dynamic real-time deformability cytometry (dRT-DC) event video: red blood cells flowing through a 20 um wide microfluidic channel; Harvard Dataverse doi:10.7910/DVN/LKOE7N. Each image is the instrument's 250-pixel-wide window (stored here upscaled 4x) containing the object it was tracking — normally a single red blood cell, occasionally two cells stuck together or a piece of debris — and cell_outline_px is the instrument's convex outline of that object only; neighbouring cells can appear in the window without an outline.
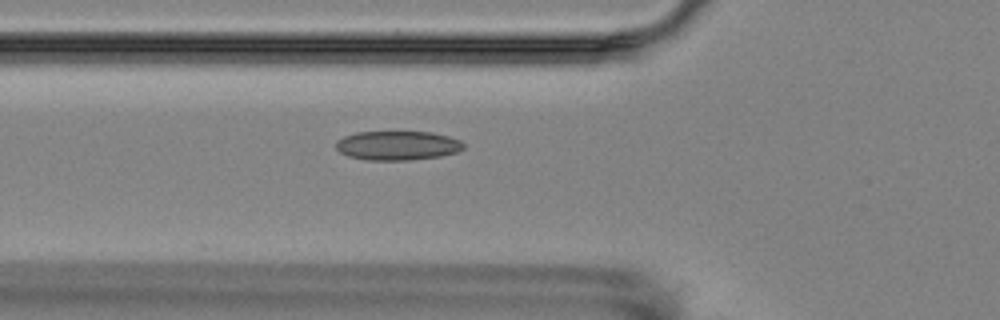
{"species": "Egyptian fruit bat (a non-hibernating species)", "species_latin": "Rousettus aegyptiacus", "temperature_condition": "room temperature", "stored_images_in_passage": 3, "camera_frame_rate_fps": 3000, "um_per_image_px": 0.085, "animal": {"sex": "female"}, "frame": {"image": 1, "passage_image": 3, "time_ms": 2.333, "image_size_px": [1000, 320], "cell_outline_px": [[464, 148], [456, 152], [440, 156], [408, 160], [368, 160], [348, 156], [340, 152], [336, 148], [336, 140], [344, 136], [356, 132], [432, 132], [448, 136], [460, 140], [464, 144]], "centroid_in_image_um": [33.77, 12.37], "position_along_channel_um": 92.0, "area_um2": 21.68}}